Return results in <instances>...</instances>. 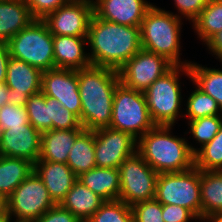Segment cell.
<instances>
[{"instance_id":"f546056e","label":"cell","mask_w":222,"mask_h":222,"mask_svg":"<svg viewBox=\"0 0 222 222\" xmlns=\"http://www.w3.org/2000/svg\"><path fill=\"white\" fill-rule=\"evenodd\" d=\"M194 166L201 171L222 170V126L210 142L196 148Z\"/></svg>"},{"instance_id":"e0dca14e","label":"cell","mask_w":222,"mask_h":222,"mask_svg":"<svg viewBox=\"0 0 222 222\" xmlns=\"http://www.w3.org/2000/svg\"><path fill=\"white\" fill-rule=\"evenodd\" d=\"M41 133L30 123L0 132V152L7 157L23 158L33 164L40 157Z\"/></svg>"},{"instance_id":"d6a6232c","label":"cell","mask_w":222,"mask_h":222,"mask_svg":"<svg viewBox=\"0 0 222 222\" xmlns=\"http://www.w3.org/2000/svg\"><path fill=\"white\" fill-rule=\"evenodd\" d=\"M193 138L201 144L200 147L210 142L219 132L222 126V116H206L196 120L188 121Z\"/></svg>"},{"instance_id":"f35d334b","label":"cell","mask_w":222,"mask_h":222,"mask_svg":"<svg viewBox=\"0 0 222 222\" xmlns=\"http://www.w3.org/2000/svg\"><path fill=\"white\" fill-rule=\"evenodd\" d=\"M35 222H81L68 209H65L60 204H55L52 208L46 211Z\"/></svg>"},{"instance_id":"f6af8a7d","label":"cell","mask_w":222,"mask_h":222,"mask_svg":"<svg viewBox=\"0 0 222 222\" xmlns=\"http://www.w3.org/2000/svg\"><path fill=\"white\" fill-rule=\"evenodd\" d=\"M11 220H12V219L8 218V217L5 215V222H11ZM13 221H14V222H26V221H18V220L15 221L14 219H13Z\"/></svg>"},{"instance_id":"4dcf8cb0","label":"cell","mask_w":222,"mask_h":222,"mask_svg":"<svg viewBox=\"0 0 222 222\" xmlns=\"http://www.w3.org/2000/svg\"><path fill=\"white\" fill-rule=\"evenodd\" d=\"M195 90L191 92L187 100L186 113L183 115L188 117L189 121L203 118L206 116L222 115V110L216 100L210 95L204 93L195 86Z\"/></svg>"},{"instance_id":"2e32d148","label":"cell","mask_w":222,"mask_h":222,"mask_svg":"<svg viewBox=\"0 0 222 222\" xmlns=\"http://www.w3.org/2000/svg\"><path fill=\"white\" fill-rule=\"evenodd\" d=\"M41 91L47 97L56 98L62 106L81 116V99L77 70L52 69L42 73Z\"/></svg>"},{"instance_id":"484cf974","label":"cell","mask_w":222,"mask_h":222,"mask_svg":"<svg viewBox=\"0 0 222 222\" xmlns=\"http://www.w3.org/2000/svg\"><path fill=\"white\" fill-rule=\"evenodd\" d=\"M67 165L78 177L96 167L94 131L84 130L74 141Z\"/></svg>"},{"instance_id":"603a6c76","label":"cell","mask_w":222,"mask_h":222,"mask_svg":"<svg viewBox=\"0 0 222 222\" xmlns=\"http://www.w3.org/2000/svg\"><path fill=\"white\" fill-rule=\"evenodd\" d=\"M77 180L105 201L119 199L120 172L117 168L95 167L82 173Z\"/></svg>"},{"instance_id":"7a4b0ae2","label":"cell","mask_w":222,"mask_h":222,"mask_svg":"<svg viewBox=\"0 0 222 222\" xmlns=\"http://www.w3.org/2000/svg\"><path fill=\"white\" fill-rule=\"evenodd\" d=\"M77 79L81 99V126L91 131L109 127L114 92L120 82L118 70L91 65L77 70Z\"/></svg>"},{"instance_id":"ffe728a7","label":"cell","mask_w":222,"mask_h":222,"mask_svg":"<svg viewBox=\"0 0 222 222\" xmlns=\"http://www.w3.org/2000/svg\"><path fill=\"white\" fill-rule=\"evenodd\" d=\"M85 44L87 36L53 35L55 68L80 70L91 66Z\"/></svg>"},{"instance_id":"52a82bcc","label":"cell","mask_w":222,"mask_h":222,"mask_svg":"<svg viewBox=\"0 0 222 222\" xmlns=\"http://www.w3.org/2000/svg\"><path fill=\"white\" fill-rule=\"evenodd\" d=\"M154 126L144 92L134 90L119 82L114 92L109 127L131 133L138 139Z\"/></svg>"},{"instance_id":"ee69618b","label":"cell","mask_w":222,"mask_h":222,"mask_svg":"<svg viewBox=\"0 0 222 222\" xmlns=\"http://www.w3.org/2000/svg\"><path fill=\"white\" fill-rule=\"evenodd\" d=\"M5 215V201L0 197V218Z\"/></svg>"},{"instance_id":"83f0119b","label":"cell","mask_w":222,"mask_h":222,"mask_svg":"<svg viewBox=\"0 0 222 222\" xmlns=\"http://www.w3.org/2000/svg\"><path fill=\"white\" fill-rule=\"evenodd\" d=\"M191 78L199 89L217 101L222 110V71L208 68L197 63L189 64Z\"/></svg>"},{"instance_id":"d6986e66","label":"cell","mask_w":222,"mask_h":222,"mask_svg":"<svg viewBox=\"0 0 222 222\" xmlns=\"http://www.w3.org/2000/svg\"><path fill=\"white\" fill-rule=\"evenodd\" d=\"M34 172L48 189L55 204L62 202L78 178L67 164L60 162L37 160Z\"/></svg>"},{"instance_id":"9a60e30c","label":"cell","mask_w":222,"mask_h":222,"mask_svg":"<svg viewBox=\"0 0 222 222\" xmlns=\"http://www.w3.org/2000/svg\"><path fill=\"white\" fill-rule=\"evenodd\" d=\"M42 71L23 60L9 58L5 83L8 103L26 106L29 96L41 91Z\"/></svg>"},{"instance_id":"8d00e7d4","label":"cell","mask_w":222,"mask_h":222,"mask_svg":"<svg viewBox=\"0 0 222 222\" xmlns=\"http://www.w3.org/2000/svg\"><path fill=\"white\" fill-rule=\"evenodd\" d=\"M162 217L164 222H189L198 219L190 210L179 205H162Z\"/></svg>"},{"instance_id":"74e56055","label":"cell","mask_w":222,"mask_h":222,"mask_svg":"<svg viewBox=\"0 0 222 222\" xmlns=\"http://www.w3.org/2000/svg\"><path fill=\"white\" fill-rule=\"evenodd\" d=\"M174 2L179 10L178 13L193 22L207 5L208 0H174Z\"/></svg>"},{"instance_id":"ac0fdd59","label":"cell","mask_w":222,"mask_h":222,"mask_svg":"<svg viewBox=\"0 0 222 222\" xmlns=\"http://www.w3.org/2000/svg\"><path fill=\"white\" fill-rule=\"evenodd\" d=\"M93 14L109 22L140 26L146 12L153 6L145 0H92Z\"/></svg>"},{"instance_id":"ab89813d","label":"cell","mask_w":222,"mask_h":222,"mask_svg":"<svg viewBox=\"0 0 222 222\" xmlns=\"http://www.w3.org/2000/svg\"><path fill=\"white\" fill-rule=\"evenodd\" d=\"M204 44L207 45L209 51L216 55L222 62V30L211 36Z\"/></svg>"},{"instance_id":"8992f818","label":"cell","mask_w":222,"mask_h":222,"mask_svg":"<svg viewBox=\"0 0 222 222\" xmlns=\"http://www.w3.org/2000/svg\"><path fill=\"white\" fill-rule=\"evenodd\" d=\"M7 45L10 57L23 60L42 72L55 69L53 35L42 19H34Z\"/></svg>"},{"instance_id":"cb8c5ba5","label":"cell","mask_w":222,"mask_h":222,"mask_svg":"<svg viewBox=\"0 0 222 222\" xmlns=\"http://www.w3.org/2000/svg\"><path fill=\"white\" fill-rule=\"evenodd\" d=\"M105 202L77 180L60 205L68 209L81 222H86Z\"/></svg>"},{"instance_id":"60d3db41","label":"cell","mask_w":222,"mask_h":222,"mask_svg":"<svg viewBox=\"0 0 222 222\" xmlns=\"http://www.w3.org/2000/svg\"><path fill=\"white\" fill-rule=\"evenodd\" d=\"M10 53L7 43H0V83L5 82Z\"/></svg>"},{"instance_id":"277c9868","label":"cell","mask_w":222,"mask_h":222,"mask_svg":"<svg viewBox=\"0 0 222 222\" xmlns=\"http://www.w3.org/2000/svg\"><path fill=\"white\" fill-rule=\"evenodd\" d=\"M181 16L152 6L140 25L142 49L165 57L174 66H189L180 61Z\"/></svg>"},{"instance_id":"4fadbf2b","label":"cell","mask_w":222,"mask_h":222,"mask_svg":"<svg viewBox=\"0 0 222 222\" xmlns=\"http://www.w3.org/2000/svg\"><path fill=\"white\" fill-rule=\"evenodd\" d=\"M96 167L117 168L137 152L138 139L131 133L110 127L93 130Z\"/></svg>"},{"instance_id":"ba28073f","label":"cell","mask_w":222,"mask_h":222,"mask_svg":"<svg viewBox=\"0 0 222 222\" xmlns=\"http://www.w3.org/2000/svg\"><path fill=\"white\" fill-rule=\"evenodd\" d=\"M155 199L162 205L185 207L202 221L200 170L193 166L182 172L159 174Z\"/></svg>"},{"instance_id":"30bf717a","label":"cell","mask_w":222,"mask_h":222,"mask_svg":"<svg viewBox=\"0 0 222 222\" xmlns=\"http://www.w3.org/2000/svg\"><path fill=\"white\" fill-rule=\"evenodd\" d=\"M119 200L128 206L152 200L156 194L158 173L136 152L119 166Z\"/></svg>"},{"instance_id":"3957f363","label":"cell","mask_w":222,"mask_h":222,"mask_svg":"<svg viewBox=\"0 0 222 222\" xmlns=\"http://www.w3.org/2000/svg\"><path fill=\"white\" fill-rule=\"evenodd\" d=\"M172 126L155 125L138 138L137 152L158 173L182 172L194 166L196 148L172 136Z\"/></svg>"},{"instance_id":"b9f144b4","label":"cell","mask_w":222,"mask_h":222,"mask_svg":"<svg viewBox=\"0 0 222 222\" xmlns=\"http://www.w3.org/2000/svg\"><path fill=\"white\" fill-rule=\"evenodd\" d=\"M8 89L5 82L0 83V107L8 103Z\"/></svg>"},{"instance_id":"1f68e13d","label":"cell","mask_w":222,"mask_h":222,"mask_svg":"<svg viewBox=\"0 0 222 222\" xmlns=\"http://www.w3.org/2000/svg\"><path fill=\"white\" fill-rule=\"evenodd\" d=\"M86 222H133V212L122 200L105 201Z\"/></svg>"},{"instance_id":"7c38bea8","label":"cell","mask_w":222,"mask_h":222,"mask_svg":"<svg viewBox=\"0 0 222 222\" xmlns=\"http://www.w3.org/2000/svg\"><path fill=\"white\" fill-rule=\"evenodd\" d=\"M173 66L165 57L141 49L118 69V74L123 85L144 92Z\"/></svg>"},{"instance_id":"e575fe53","label":"cell","mask_w":222,"mask_h":222,"mask_svg":"<svg viewBox=\"0 0 222 222\" xmlns=\"http://www.w3.org/2000/svg\"><path fill=\"white\" fill-rule=\"evenodd\" d=\"M29 123L26 106L6 103L0 110V132Z\"/></svg>"},{"instance_id":"4316f807","label":"cell","mask_w":222,"mask_h":222,"mask_svg":"<svg viewBox=\"0 0 222 222\" xmlns=\"http://www.w3.org/2000/svg\"><path fill=\"white\" fill-rule=\"evenodd\" d=\"M202 221L215 213H222V170H200Z\"/></svg>"},{"instance_id":"8fae6325","label":"cell","mask_w":222,"mask_h":222,"mask_svg":"<svg viewBox=\"0 0 222 222\" xmlns=\"http://www.w3.org/2000/svg\"><path fill=\"white\" fill-rule=\"evenodd\" d=\"M26 110L29 123L40 133L49 130H70L81 126L79 118L53 97L42 91L29 96Z\"/></svg>"},{"instance_id":"44dd1931","label":"cell","mask_w":222,"mask_h":222,"mask_svg":"<svg viewBox=\"0 0 222 222\" xmlns=\"http://www.w3.org/2000/svg\"><path fill=\"white\" fill-rule=\"evenodd\" d=\"M84 127L70 130H49L41 133L40 157L38 160L67 164L68 155L75 139L84 131Z\"/></svg>"},{"instance_id":"5bb4252c","label":"cell","mask_w":222,"mask_h":222,"mask_svg":"<svg viewBox=\"0 0 222 222\" xmlns=\"http://www.w3.org/2000/svg\"><path fill=\"white\" fill-rule=\"evenodd\" d=\"M92 16V0H72L42 20L52 35L87 36Z\"/></svg>"},{"instance_id":"7bdbcfd3","label":"cell","mask_w":222,"mask_h":222,"mask_svg":"<svg viewBox=\"0 0 222 222\" xmlns=\"http://www.w3.org/2000/svg\"><path fill=\"white\" fill-rule=\"evenodd\" d=\"M203 221L204 222L205 221H207V222H222V213L212 214V215L206 217Z\"/></svg>"},{"instance_id":"f1b7e54d","label":"cell","mask_w":222,"mask_h":222,"mask_svg":"<svg viewBox=\"0 0 222 222\" xmlns=\"http://www.w3.org/2000/svg\"><path fill=\"white\" fill-rule=\"evenodd\" d=\"M193 28L202 42L222 30V0H208L207 5L193 21Z\"/></svg>"},{"instance_id":"d590c367","label":"cell","mask_w":222,"mask_h":222,"mask_svg":"<svg viewBox=\"0 0 222 222\" xmlns=\"http://www.w3.org/2000/svg\"><path fill=\"white\" fill-rule=\"evenodd\" d=\"M28 5L31 15L35 19H43L48 13L55 11L62 5L72 0H24Z\"/></svg>"},{"instance_id":"836d02e7","label":"cell","mask_w":222,"mask_h":222,"mask_svg":"<svg viewBox=\"0 0 222 222\" xmlns=\"http://www.w3.org/2000/svg\"><path fill=\"white\" fill-rule=\"evenodd\" d=\"M133 222H164L162 217V204L155 198L138 202L131 206Z\"/></svg>"},{"instance_id":"7402d4cb","label":"cell","mask_w":222,"mask_h":222,"mask_svg":"<svg viewBox=\"0 0 222 222\" xmlns=\"http://www.w3.org/2000/svg\"><path fill=\"white\" fill-rule=\"evenodd\" d=\"M34 19L24 0H0V43H7Z\"/></svg>"},{"instance_id":"9c48e42d","label":"cell","mask_w":222,"mask_h":222,"mask_svg":"<svg viewBox=\"0 0 222 222\" xmlns=\"http://www.w3.org/2000/svg\"><path fill=\"white\" fill-rule=\"evenodd\" d=\"M55 205L48 189L33 171L5 200V215L18 221L35 222Z\"/></svg>"},{"instance_id":"6da1fadb","label":"cell","mask_w":222,"mask_h":222,"mask_svg":"<svg viewBox=\"0 0 222 222\" xmlns=\"http://www.w3.org/2000/svg\"><path fill=\"white\" fill-rule=\"evenodd\" d=\"M87 44L93 66L118 70L141 49L140 26L109 22L94 14L89 23Z\"/></svg>"},{"instance_id":"5b68a950","label":"cell","mask_w":222,"mask_h":222,"mask_svg":"<svg viewBox=\"0 0 222 222\" xmlns=\"http://www.w3.org/2000/svg\"><path fill=\"white\" fill-rule=\"evenodd\" d=\"M180 72L191 78L189 66H173L144 91L149 114L155 125L173 126L176 119L183 116L179 111L182 110Z\"/></svg>"},{"instance_id":"bcb514c9","label":"cell","mask_w":222,"mask_h":222,"mask_svg":"<svg viewBox=\"0 0 222 222\" xmlns=\"http://www.w3.org/2000/svg\"><path fill=\"white\" fill-rule=\"evenodd\" d=\"M0 222H5V215L2 218H0Z\"/></svg>"},{"instance_id":"d4e9b609","label":"cell","mask_w":222,"mask_h":222,"mask_svg":"<svg viewBox=\"0 0 222 222\" xmlns=\"http://www.w3.org/2000/svg\"><path fill=\"white\" fill-rule=\"evenodd\" d=\"M34 171V164L23 158L1 156L0 197L5 201Z\"/></svg>"}]
</instances>
